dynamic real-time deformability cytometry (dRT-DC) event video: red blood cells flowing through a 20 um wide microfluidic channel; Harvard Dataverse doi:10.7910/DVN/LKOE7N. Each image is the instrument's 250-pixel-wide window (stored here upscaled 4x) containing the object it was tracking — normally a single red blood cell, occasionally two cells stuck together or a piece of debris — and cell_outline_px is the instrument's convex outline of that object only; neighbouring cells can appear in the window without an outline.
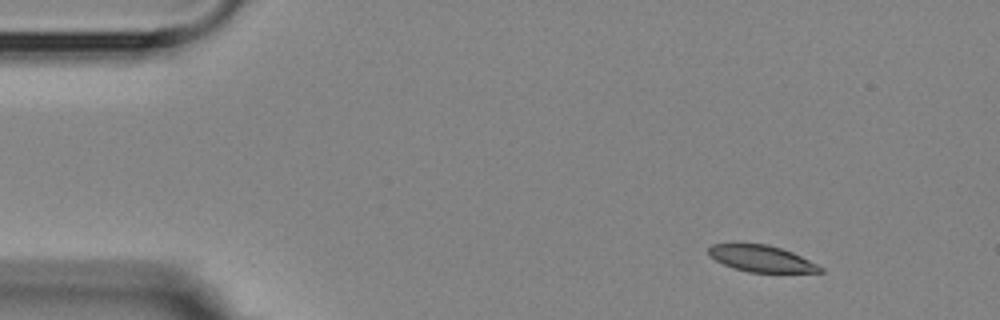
{"species": "Egyptian fruit bat (a non-hibernating species)", "species_latin": "Rousettus aegyptiacus", "temperature_condition": "room temperature", "stored_images_in_passage": 4, "camera_frame_rate_fps": 3000, "um_per_image_px": 0.085, "animal": {"sex": "female"}, "frame": {"image": 1, "passage_image": 1, "time_ms": 0.0, "image_size_px": [1000, 320], "cell_outline_px": [[824, 272], [748, 272], [732, 268], [708, 256], [708, 248], [712, 244], [736, 240], [768, 244], [792, 252], [824, 268]], "centroid_in_image_um": [64.61, 21.92], "position_along_channel_um": 20.4, "area_um2": 17.86}}
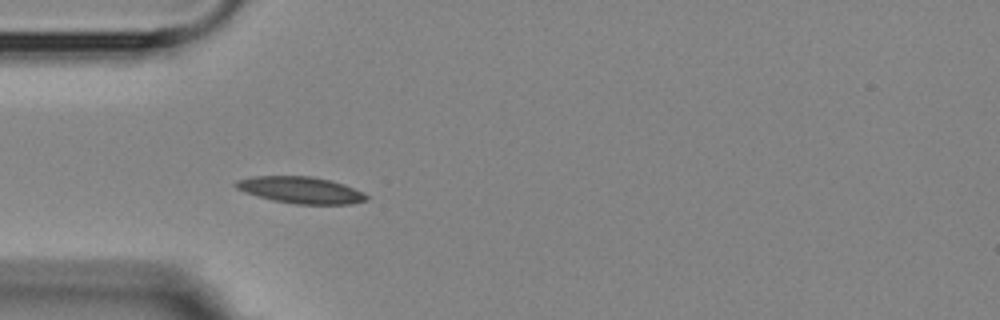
{"frame": {"image": 2, "passage_image": 4, "time_ms": 3.333, "image_size_px": [1000, 320], "cell_outline_px": [[368, 200], [352, 204], [296, 204], [272, 200], [244, 192], [236, 188], [232, 184], [236, 180], [252, 176], [312, 176], [332, 180], [344, 184], [368, 196]], "centroid_in_image_um": [25.52, 16.15], "position_along_channel_um": 59.5, "area_um2": 20.35}}